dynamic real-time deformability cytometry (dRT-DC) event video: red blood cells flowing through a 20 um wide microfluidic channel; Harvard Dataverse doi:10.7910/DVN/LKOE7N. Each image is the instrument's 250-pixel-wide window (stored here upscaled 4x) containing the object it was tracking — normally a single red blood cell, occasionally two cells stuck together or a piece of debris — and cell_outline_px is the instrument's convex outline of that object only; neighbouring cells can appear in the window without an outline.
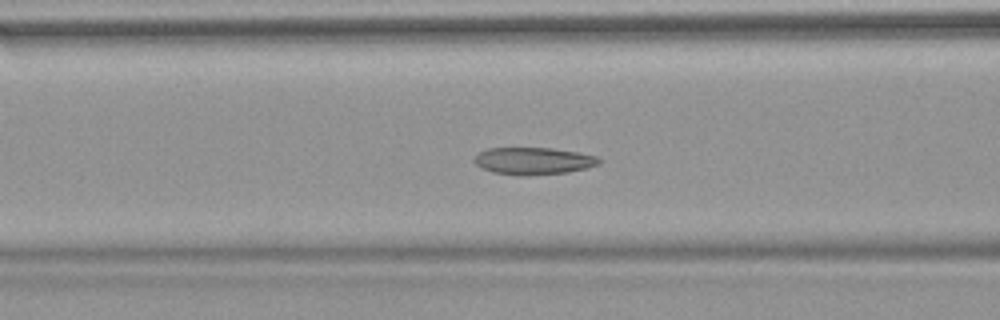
{"species": "common noctule bat (a hibernating species)", "species_latin": "Nyctalus noctula", "temperature_condition": "warm", "stored_images_in_passage": 54, "camera_frame_rate_fps": 3000, "um_per_image_px": 0.085, "animal": {"sex": "female", "body_mass_g": 18.4}, "frame": {"image": 1, "passage_image": 22, "time_ms": 7.0, "image_size_px": [1000, 320], "cell_outline_px": [[600, 164], [588, 168], [568, 172], [524, 176], [520, 176], [492, 172], [480, 168], [472, 160], [480, 152], [488, 148], [552, 148], [576, 152], [596, 156], [600, 160]], "centroid_in_image_um": [45.32, 13.69], "position_along_channel_um": 121.3, "area_um2": 19.83}}
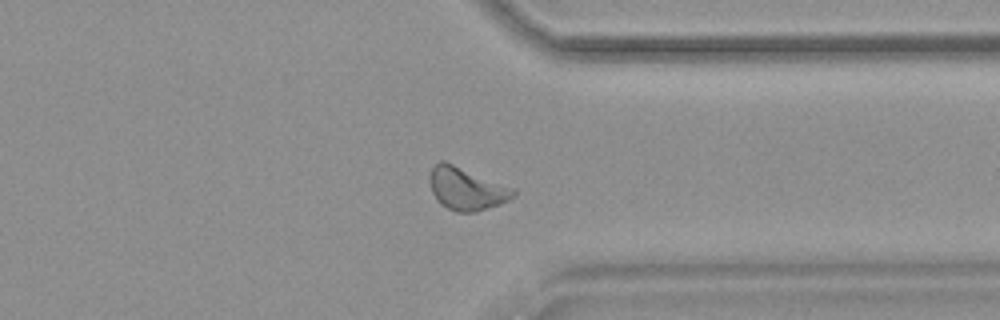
{"frame": {"image": 2, "passage_image": 42, "time_ms": 13.667, "image_size_px": [1000, 320], "cell_outline_px": [[516, 196], [508, 200], [476, 212], [456, 212], [440, 204], [436, 200], [432, 192], [432, 168], [440, 160], [444, 160], [516, 188]], "centroid_in_image_um": [39.7, 16.04], "position_along_channel_um": 371.7, "area_um2": 20.63}}
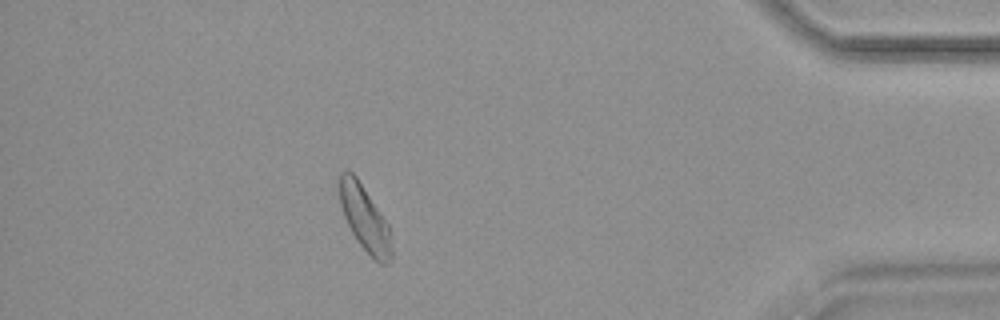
{"frame": {"image": 3, "passage_image": 48, "time_ms": 15.667, "image_size_px": [1000, 320], "cell_outline_px": [[392, 260], [388, 264], [380, 264], [356, 240], [344, 216], [340, 204], [336, 184], [340, 172], [344, 168], [348, 168], [356, 176], [388, 224], [392, 248]], "centroid_in_image_um": [30.95, 18.49], "position_along_channel_um": 404.2, "area_um2": 20.06}, "authors_computed_cell_mechanics": {"area_um2": 20.3745, "velocity_mm_per_s": 3.7869, "shape_relaxation_time_tau1_ms": 4.7439, "shape_relaxation_time_tau2_ms": 2.3376, "deformation_change_tau1": 0.0904, "deformation_change_tau2": 0.0816}}